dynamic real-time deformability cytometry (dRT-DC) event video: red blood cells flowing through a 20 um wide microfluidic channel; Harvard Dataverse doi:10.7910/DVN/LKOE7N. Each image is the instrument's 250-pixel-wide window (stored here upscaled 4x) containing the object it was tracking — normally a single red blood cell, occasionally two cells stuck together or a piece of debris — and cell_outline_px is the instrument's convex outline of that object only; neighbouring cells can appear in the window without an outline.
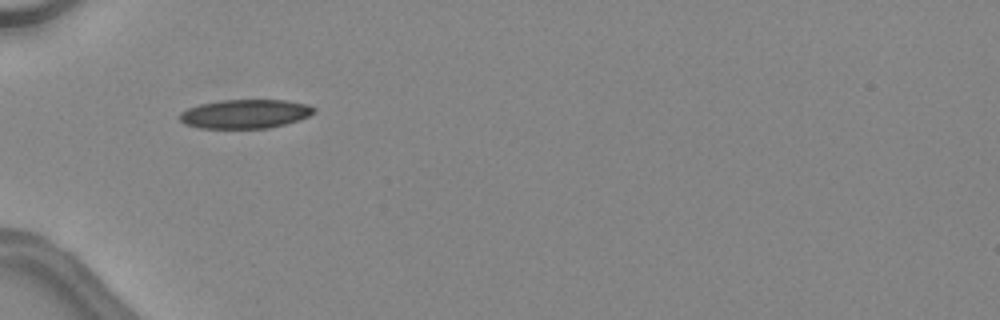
{"species": "common noctule bat (a hibernating species)", "species_latin": "Nyctalus noctula", "temperature_condition": "warm", "stored_images_in_passage": 26, "camera_frame_rate_fps": 3000, "um_per_image_px": 0.085, "animal": {"sex": "female", "body_mass_g": 24.6, "forearm_length_mm": 56.2}, "frame": {"image": 1, "passage_image": 1, "time_ms": 0.0, "image_size_px": [1000, 320], "cell_outline_px": [[316, 112], [300, 120], [268, 128], [200, 128], [184, 124], [180, 120], [180, 112], [188, 108], [200, 104], [220, 100], [288, 100], [308, 104], [316, 108]], "centroid_in_image_um": [20.86, 9.67], "position_along_channel_um": 64.1, "area_um2": 22.77}}
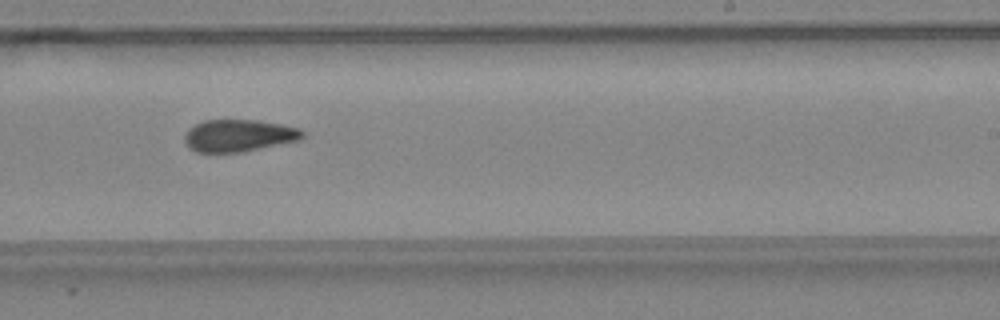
{"frame": {"image": 2, "passage_image": 15, "time_ms": 4.667, "image_size_px": [1000, 320], "cell_outline_px": [[304, 136], [300, 140], [240, 152], [196, 152], [188, 148], [184, 140], [184, 136], [188, 128], [204, 120], [260, 120], [300, 128], [304, 132]], "centroid_in_image_um": [20.28, 11.52], "position_along_channel_um": 268.7, "area_um2": 22.14}}
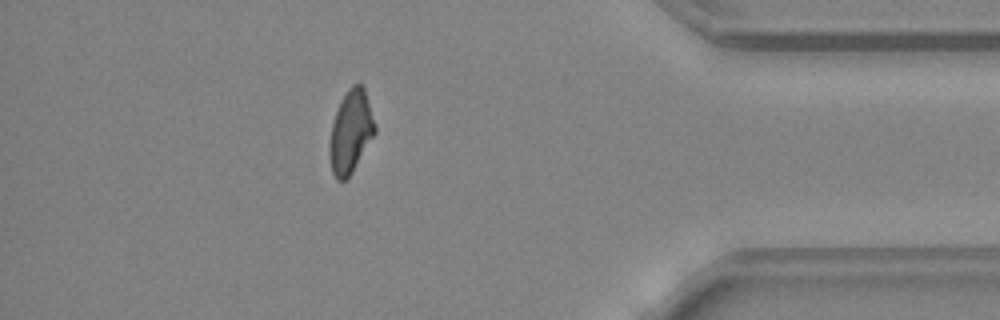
{"frame": {"image": 3, "passage_image": 26, "time_ms": 8.333, "image_size_px": [1000, 320], "cell_outline_px": [[376, 132], [352, 172], [344, 180], [336, 180], [332, 172], [328, 152], [328, 148], [332, 124], [340, 100], [348, 88], [352, 84], [360, 84], [364, 88], [376, 124]], "centroid_in_image_um": [29.8, 11.19], "position_along_channel_um": 405.4, "area_um2": 21.85}, "authors_computed_cell_mechanics": {"area_um2": 22.6865, "velocity_mm_per_s": 4.5464, "shape_relaxation_time_tau1_ms": null, "shape_relaxation_time_tau2_ms": 4.6067, "deformation_change_tau1": null, "deformation_change_tau2": 0.1238}}